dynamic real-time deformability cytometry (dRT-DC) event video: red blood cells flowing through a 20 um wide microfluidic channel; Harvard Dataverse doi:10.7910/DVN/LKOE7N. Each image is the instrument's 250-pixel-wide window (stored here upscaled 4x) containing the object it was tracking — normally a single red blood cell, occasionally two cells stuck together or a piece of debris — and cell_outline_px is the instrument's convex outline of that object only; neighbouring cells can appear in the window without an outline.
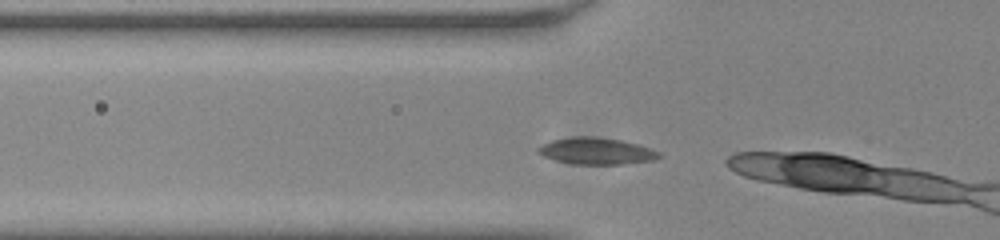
{"species": "common noctule bat (a hibernating species)", "species_latin": "Nyctalus noctula", "temperature_condition": "room temperature", "stored_images_in_passage": 8, "camera_frame_rate_fps": 3000, "um_per_image_px": 0.085, "animal": {"sex": "male", "body_mass_g": 20.0, "forearm_length_mm": 53.3}, "frame": {"image": 1, "passage_image": 2, "time_ms": 0.333, "image_size_px": [1000, 240], "cell_outline_px": [[664, 156], [652, 160], [624, 164], [572, 164], [556, 160], [544, 156], [536, 152], [536, 148], [552, 140], [572, 136], [592, 136], [620, 140], [636, 144], [660, 152]], "centroid_in_image_um": [50.67, 12.84], "position_along_channel_um": 75.1, "area_um2": 18.73}}
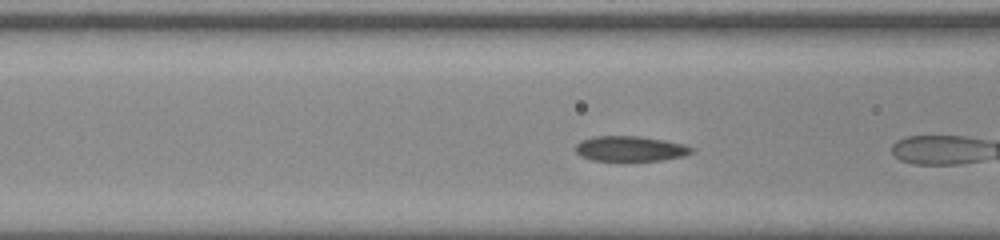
{"frame": {"image": 2, "passage_image": 5, "time_ms": 1.333, "image_size_px": [1000, 240], "cell_outline_px": [[696, 148], [692, 152], [684, 156], [660, 160], [592, 160], [580, 156], [576, 152], [576, 144], [580, 140], [596, 136], [640, 136], [664, 140], [684, 144]], "centroid_in_image_um": [53.58, 12.63], "position_along_channel_um": 113.0, "area_um2": 16.99}}